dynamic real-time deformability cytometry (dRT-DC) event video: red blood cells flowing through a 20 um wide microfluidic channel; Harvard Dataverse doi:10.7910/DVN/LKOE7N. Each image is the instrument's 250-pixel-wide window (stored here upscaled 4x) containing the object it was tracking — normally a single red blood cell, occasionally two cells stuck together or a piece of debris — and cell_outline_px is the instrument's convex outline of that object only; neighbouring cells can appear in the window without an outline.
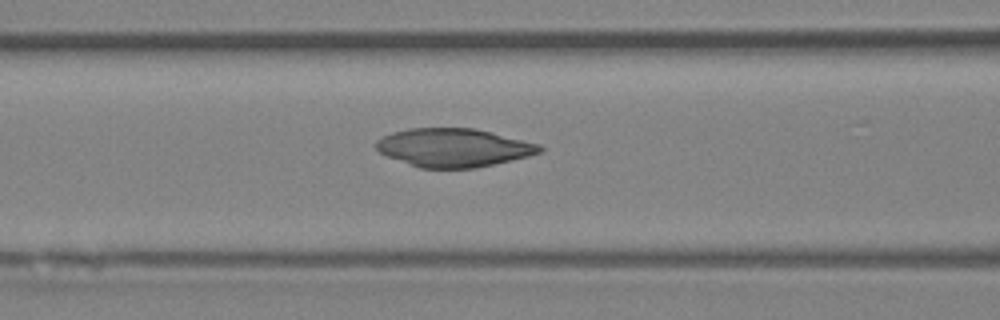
{"species": "Egyptian fruit bat (a non-hibernating species)", "species_latin": "Rousettus aegyptiacus", "temperature_condition": "room temperature", "stored_images_in_passage": 51, "camera_frame_rate_fps": 3000, "um_per_image_px": 0.085, "animal": {"sex": "female"}, "frame": {"image": 1, "passage_image": 21, "time_ms": 6.667, "image_size_px": [1000, 320], "cell_outline_px": [[544, 148], [540, 152], [528, 156], [476, 168], [420, 168], [388, 156], [380, 152], [376, 148], [376, 140], [392, 132], [408, 128], [472, 128], [492, 132], [540, 144]], "centroid_in_image_um": [38.56, 12.54], "position_along_channel_um": 128.0, "area_um2": 36.41}}
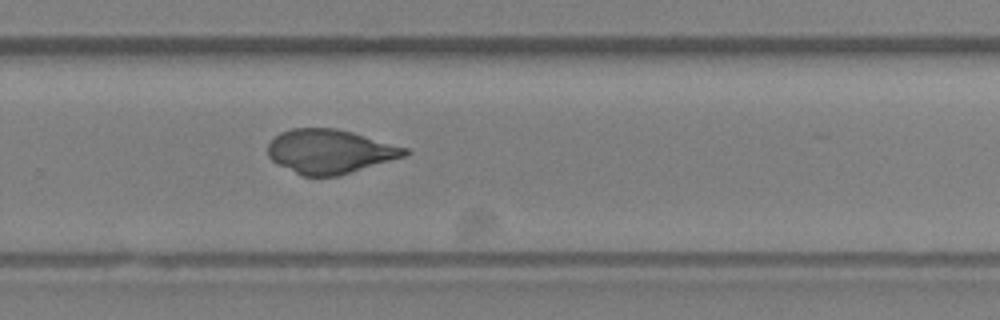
{"frame": {"image": 2, "passage_image": 34, "time_ms": 11.0, "image_size_px": [1000, 320], "cell_outline_px": [[412, 152], [404, 156], [336, 176], [304, 176], [272, 160], [268, 156], [268, 144], [280, 132], [292, 128], [336, 128], [352, 132], [408, 148]], "centroid_in_image_um": [28.04, 12.85], "position_along_channel_um": 301.8, "area_um2": 34.62}}
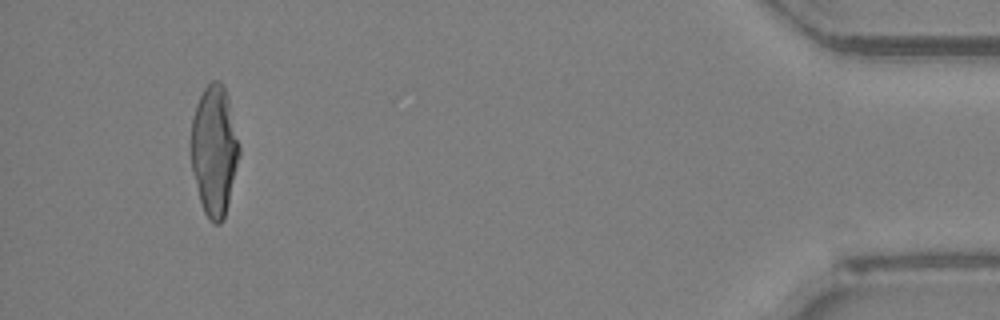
{"frame": {"image": 3, "passage_image": 48, "time_ms": 15.667, "image_size_px": [1000, 320], "cell_outline_px": [[240, 152], [224, 220], [220, 224], [216, 224], [208, 220], [204, 212], [200, 200], [192, 172], [192, 120], [196, 104], [204, 88], [212, 80], [220, 80], [224, 84], [228, 96], [240, 144]], "centroid_in_image_um": [18.23, 12.77], "position_along_channel_um": 417.0, "area_um2": 36.53}}